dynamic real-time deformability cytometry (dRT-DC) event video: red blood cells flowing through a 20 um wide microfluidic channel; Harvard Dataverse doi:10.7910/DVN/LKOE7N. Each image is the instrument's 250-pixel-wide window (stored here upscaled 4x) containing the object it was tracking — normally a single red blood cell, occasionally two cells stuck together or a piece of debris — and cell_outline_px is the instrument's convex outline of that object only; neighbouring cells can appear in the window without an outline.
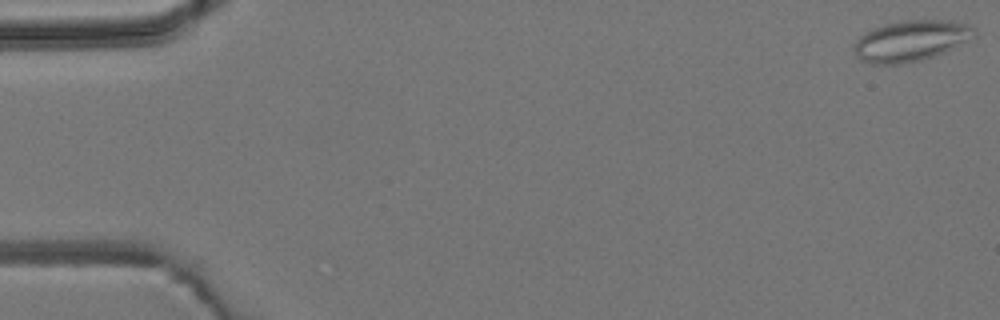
{"species": "common noctule bat (a hibernating species)", "species_latin": "Nyctalus noctula", "temperature_condition": "room temperature", "stored_images_in_passage": 5, "camera_frame_rate_fps": 3000, "um_per_image_px": 0.085, "animal": {"sex": "male", "body_mass_g": 19.2, "forearm_length_mm": 51.8}, "frame": {"image": 1, "passage_image": 1, "time_ms": 0.0, "image_size_px": [1000, 320], "cell_outline_px": [[976, 36], [944, 52], [920, 60], [900, 64], [872, 64], [860, 60], [852, 48], [856, 40], [864, 32], [872, 28], [884, 24], [904, 20], [948, 20], [972, 24], [976, 32]], "centroid_in_image_um": [77.41, 3.45], "position_along_channel_um": 7.6, "area_um2": 28.78}}
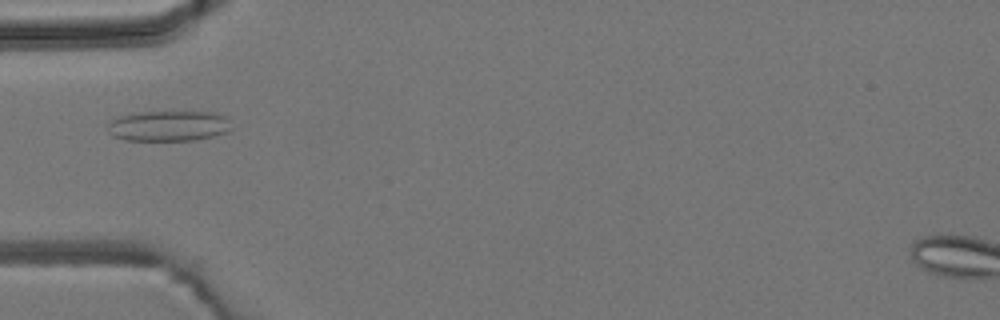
{"frame": {"image": 2, "passage_image": 5, "time_ms": 5.333, "image_size_px": [1000, 320], "cell_outline_px": [[232, 128], [228, 132], [212, 136], [192, 140], [124, 140], [112, 136], [108, 132], [108, 124], [112, 120], [120, 116], [140, 112], [216, 112], [228, 116]], "centroid_in_image_um": [14.37, 10.7], "position_along_channel_um": 70.6, "area_um2": 22.08}}